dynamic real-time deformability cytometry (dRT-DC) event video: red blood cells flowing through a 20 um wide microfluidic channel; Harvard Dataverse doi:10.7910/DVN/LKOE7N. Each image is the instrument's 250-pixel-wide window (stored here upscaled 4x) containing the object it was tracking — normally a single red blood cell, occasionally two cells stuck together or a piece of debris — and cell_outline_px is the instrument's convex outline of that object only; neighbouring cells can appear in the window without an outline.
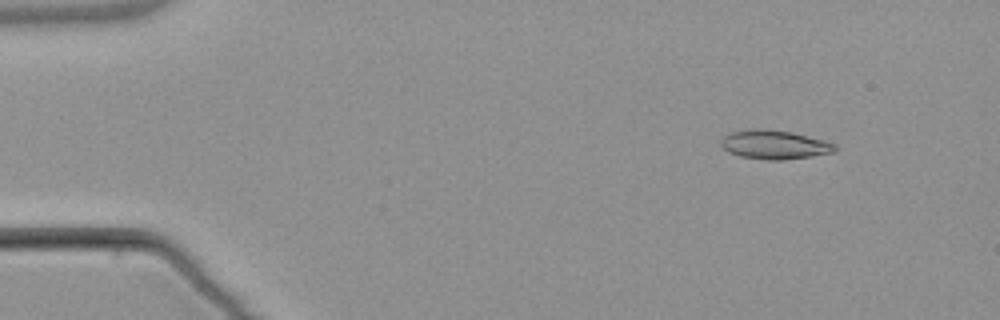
{"species": "common noctule bat (a hibernating species)", "species_latin": "Nyctalus noctula", "temperature_condition": "warm", "stored_images_in_passage": 6, "camera_frame_rate_fps": 3000, "um_per_image_px": 0.085, "animal": {"sex": "male", "body_mass_g": 21.5, "forearm_length_mm": 52.0}, "frame": {"image": 1, "passage_image": 1, "time_ms": 0.0, "image_size_px": [1000, 320], "cell_outline_px": [[840, 148], [836, 152], [784, 160], [764, 160], [740, 156], [728, 152], [720, 144], [720, 140], [724, 136], [732, 132], [752, 128], [764, 128], [792, 132], [824, 140], [836, 144]], "centroid_in_image_um": [65.85, 12.29], "position_along_channel_um": 19.1, "area_um2": 19.48}}
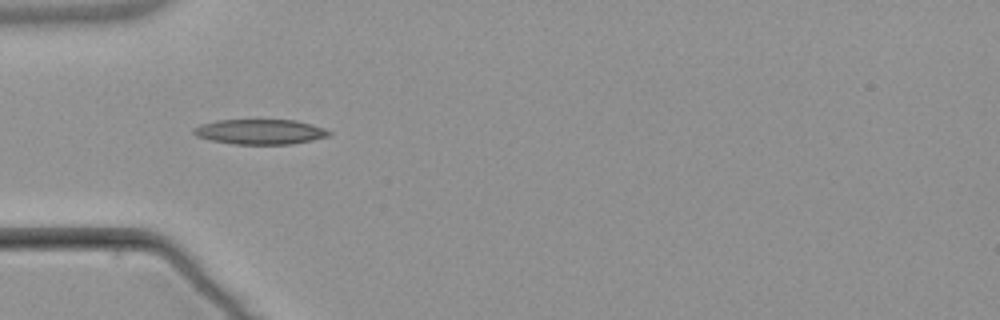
{"frame": {"image": 2, "passage_image": 4, "time_ms": 3.667, "image_size_px": [1000, 320], "cell_outline_px": [[332, 132], [328, 136], [312, 140], [292, 144], [232, 144], [208, 140], [196, 136], [192, 132], [192, 128], [200, 124], [216, 120], [296, 120], [312, 124], [324, 128]], "centroid_in_image_um": [22.07, 11.2], "position_along_channel_um": 62.9, "area_um2": 19.94}}
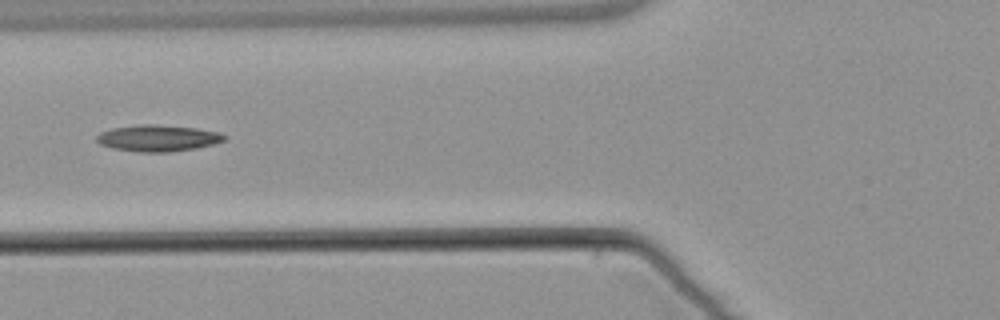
{"frame": {"image": 3, "passage_image": 5, "time_ms": 5.0, "image_size_px": [1000, 320], "cell_outline_px": [[228, 136], [224, 140], [212, 144], [196, 148], [168, 152], [140, 152], [112, 148], [100, 144], [96, 140], [96, 136], [100, 132], [112, 128], [140, 124], [156, 124], [196, 128], [220, 132]], "centroid_in_image_um": [13.41, 11.73], "position_along_channel_um": 112.4, "area_um2": 19.71}}